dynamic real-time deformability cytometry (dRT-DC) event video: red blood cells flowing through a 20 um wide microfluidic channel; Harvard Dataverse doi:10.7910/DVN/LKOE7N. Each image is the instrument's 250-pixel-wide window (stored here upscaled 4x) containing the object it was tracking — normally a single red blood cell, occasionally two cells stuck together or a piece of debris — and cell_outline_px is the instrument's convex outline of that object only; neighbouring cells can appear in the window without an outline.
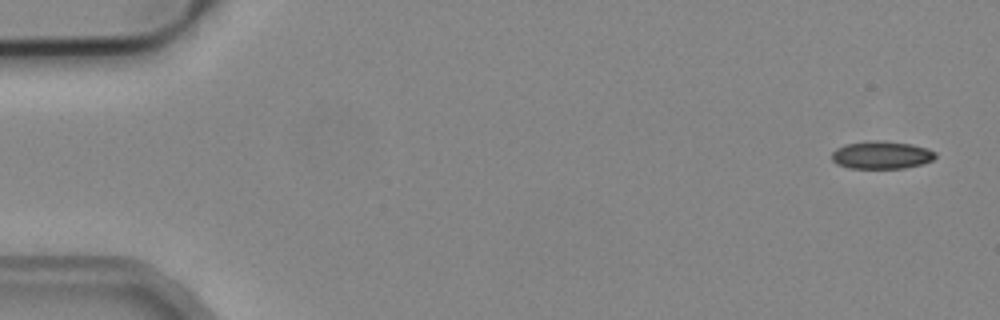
{"species": "common noctule bat (a hibernating species)", "species_latin": "Nyctalus noctula", "temperature_condition": "cold", "stored_images_in_passage": 5, "camera_frame_rate_fps": 3000, "um_per_image_px": 0.085, "animal": {"sex": "male", "body_mass_g": 19.2, "forearm_length_mm": 51.8}, "frame": {"image": 1, "passage_image": 1, "time_ms": 0.0, "image_size_px": [1000, 320], "cell_outline_px": [[936, 156], [932, 160], [920, 164], [904, 168], [848, 168], [836, 164], [832, 160], [832, 152], [836, 148], [844, 144], [868, 140], [884, 140], [912, 144], [928, 148], [936, 152]], "centroid_in_image_um": [74.9, 13.16], "position_along_channel_um": 10.1, "area_um2": 16.99}}